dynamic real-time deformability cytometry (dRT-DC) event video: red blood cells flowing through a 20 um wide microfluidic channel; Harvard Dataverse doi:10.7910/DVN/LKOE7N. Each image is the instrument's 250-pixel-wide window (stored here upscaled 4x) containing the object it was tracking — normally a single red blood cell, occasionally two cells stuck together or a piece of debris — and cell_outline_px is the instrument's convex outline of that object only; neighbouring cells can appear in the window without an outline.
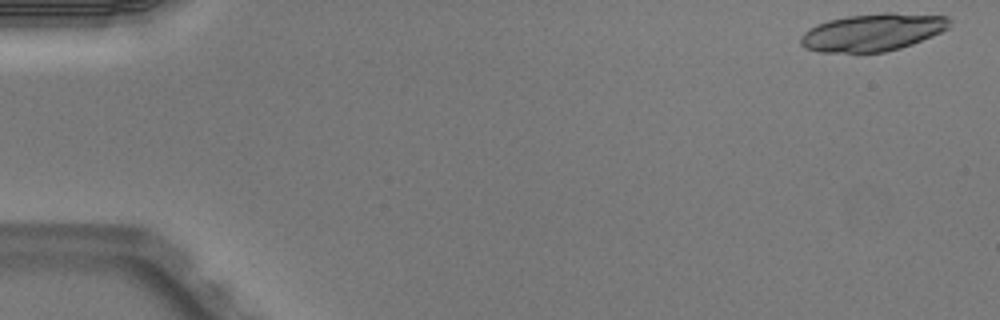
{"species": "Egyptian fruit bat (a non-hibernating species)", "species_latin": "Rousettus aegyptiacus", "temperature_condition": "warm", "stored_images_in_passage": 4, "camera_frame_rate_fps": 3000, "um_per_image_px": 0.085, "animal": {"sex": "male"}, "frame": {"image": 1, "passage_image": 1, "time_ms": 0.0, "image_size_px": [1000, 320], "cell_outline_px": [[952, 24], [948, 28], [932, 36], [912, 44], [900, 48], [884, 52], [820, 52], [804, 48], [800, 44], [800, 36], [808, 28], [816, 24], [828, 20], [848, 16], [884, 12], [892, 12], [948, 16]], "centroid_in_image_um": [74.16, 2.73], "position_along_channel_um": 10.8, "area_um2": 32.71}}